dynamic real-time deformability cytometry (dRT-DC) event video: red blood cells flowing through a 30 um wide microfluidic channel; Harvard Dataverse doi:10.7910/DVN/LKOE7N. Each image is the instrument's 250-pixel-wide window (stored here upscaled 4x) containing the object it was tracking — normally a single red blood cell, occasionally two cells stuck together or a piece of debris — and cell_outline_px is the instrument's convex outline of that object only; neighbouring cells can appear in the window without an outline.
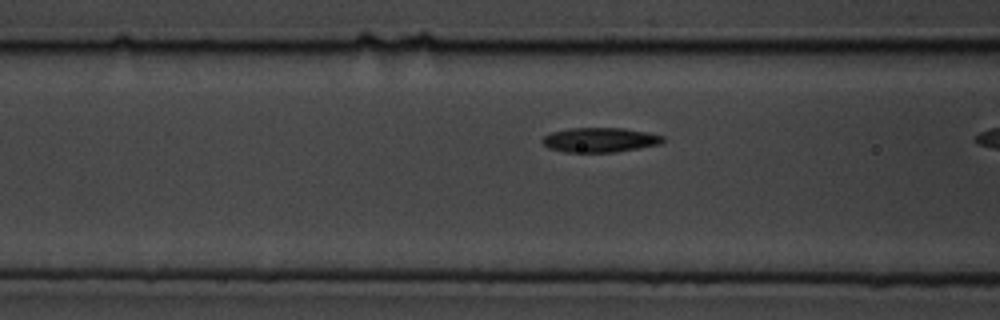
{"species": "common noctule bat (a hibernating species)", "species_latin": "Nyctalus noctula", "temperature_condition": "cold", "stored_images_in_passage": 40, "camera_frame_rate_fps": 3000, "um_per_image_px": 0.085, "animal": {"sex": "male", "body_mass_g": 19.5, "forearm_length_mm": 54.6}, "frame": {"image": 1, "passage_image": 17, "time_ms": 5.333, "image_size_px": [1000, 320], "cell_outline_px": [[664, 140], [660, 144], [616, 152], [564, 152], [548, 148], [540, 140], [544, 136], [552, 132], [568, 128], [624, 128], [648, 132], [664, 136]], "centroid_in_image_um": [50.98, 11.89], "position_along_channel_um": 115.6, "area_um2": 17.34}}
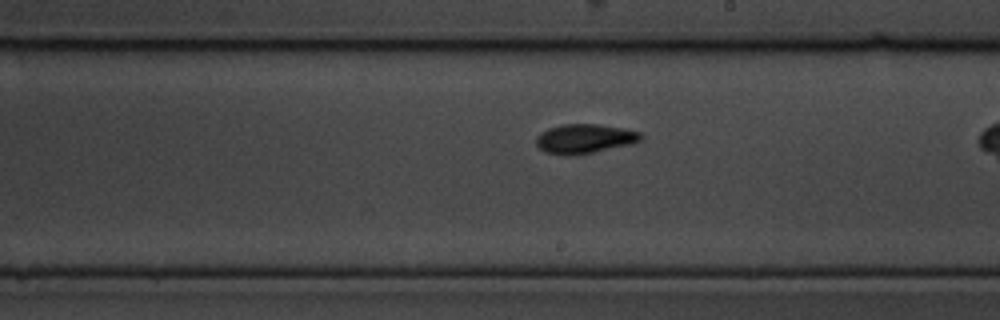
{"frame": {"image": 2, "passage_image": 28, "time_ms": 9.0, "image_size_px": [1000, 320], "cell_outline_px": [[644, 136], [640, 140], [632, 144], [592, 152], [564, 156], [544, 152], [536, 144], [536, 136], [540, 132], [548, 128], [564, 124], [596, 124], [624, 128], [640, 132]], "centroid_in_image_um": [49.67, 11.78], "position_along_channel_um": 239.3, "area_um2": 17.92}}
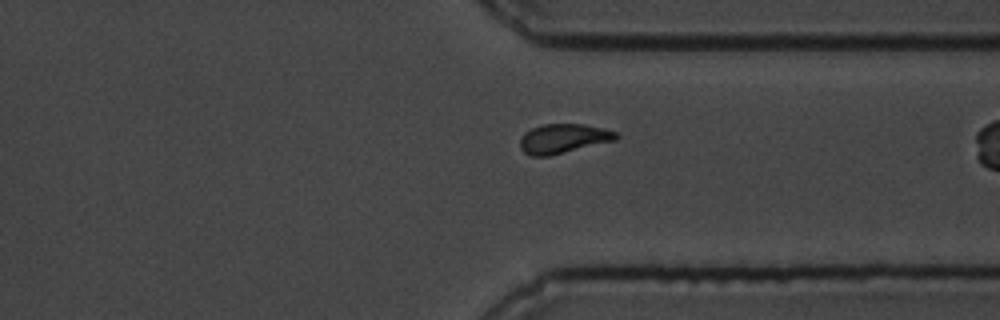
{"frame": {"image": 3, "passage_image": 39, "time_ms": 12.667, "image_size_px": [1000, 320], "cell_outline_px": [[620, 136], [616, 140], [548, 156], [532, 156], [524, 152], [520, 148], [520, 140], [524, 132], [532, 128], [544, 124], [584, 124], [604, 128], [616, 132]], "centroid_in_image_um": [47.89, 11.77], "position_along_channel_um": 363.5, "area_um2": 16.42}}